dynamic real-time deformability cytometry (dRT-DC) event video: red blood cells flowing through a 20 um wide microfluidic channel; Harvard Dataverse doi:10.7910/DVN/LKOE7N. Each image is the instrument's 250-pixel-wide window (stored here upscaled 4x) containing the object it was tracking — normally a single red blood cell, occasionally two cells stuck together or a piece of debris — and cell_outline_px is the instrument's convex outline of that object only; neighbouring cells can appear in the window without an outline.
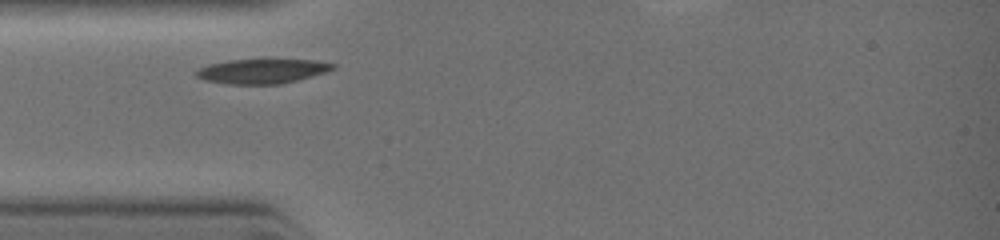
{"species": "common noctule bat (a hibernating species)", "species_latin": "Nyctalus noctula", "temperature_condition": "warm", "stored_images_in_passage": 22, "segment_of_instrument_passage": [1, 2], "camera_frame_rate_fps": 3000, "um_per_image_px": 0.085, "animal": {"sex": "female", "body_mass_g": 19.0, "forearm_length_mm": 51.5}, "frame": {"image": 1, "passage_image": 1, "time_ms": 0.0, "image_size_px": [1000, 240], "cell_outline_px": [[336, 68], [324, 72], [296, 80], [280, 84], [228, 84], [204, 80], [196, 76], [196, 72], [200, 68], [208, 64], [228, 60], [312, 60], [336, 64]], "centroid_in_image_um": [22.25, 6.05], "position_along_channel_um": 62.8, "area_um2": 19.25}}
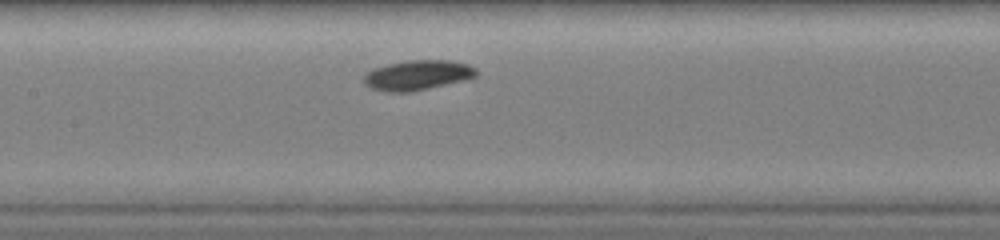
{"frame": {"image": 2, "passage_image": 9, "time_ms": 2.0, "image_size_px": [1000, 240], "cell_outline_px": [[476, 76], [472, 80], [412, 92], [388, 92], [372, 88], [364, 84], [364, 76], [368, 72], [376, 68], [388, 64], [408, 60], [448, 60], [468, 64], [476, 68]], "centroid_in_image_um": [35.57, 6.4], "position_along_channel_um": 171.8, "area_um2": 19.88}}
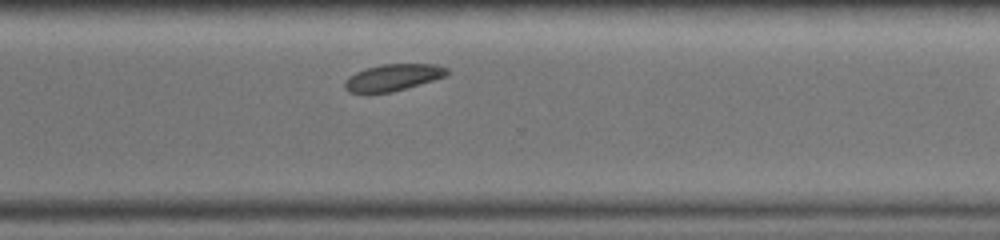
{"frame": {"image": 3, "passage_image": 20, "time_ms": 4.0, "image_size_px": [1000, 240], "cell_outline_px": [[448, 76], [404, 88], [388, 92], [348, 92], [344, 84], [348, 76], [364, 68], [380, 64], [436, 64], [448, 68]], "centroid_in_image_um": [33.42, 6.55], "position_along_channel_um": 337.2, "area_um2": 15.72}}